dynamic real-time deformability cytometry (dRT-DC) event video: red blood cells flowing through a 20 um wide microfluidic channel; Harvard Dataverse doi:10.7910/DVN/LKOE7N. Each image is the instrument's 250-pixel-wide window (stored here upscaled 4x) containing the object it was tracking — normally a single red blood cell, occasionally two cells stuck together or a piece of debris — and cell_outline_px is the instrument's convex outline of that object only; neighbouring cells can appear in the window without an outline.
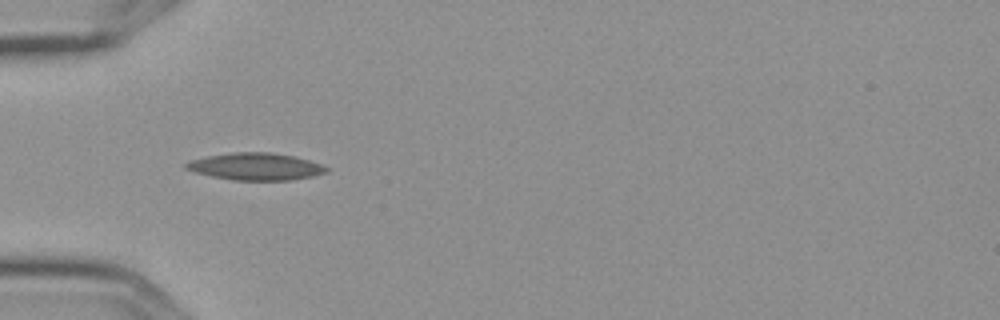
{"species": "Egyptian fruit bat (a non-hibernating species)", "species_latin": "Rousettus aegyptiacus", "temperature_condition": "cold", "stored_images_in_passage": 4, "camera_frame_rate_fps": 3000, "um_per_image_px": 0.085, "frame": {"image": 1, "passage_image": 3, "time_ms": 0.667, "image_size_px": [1000, 320], "cell_outline_px": [[328, 172], [312, 176], [292, 180], [232, 180], [212, 176], [196, 172], [184, 168], [184, 164], [192, 160], [208, 156], [236, 152], [268, 152], [292, 156], [308, 160], [320, 164], [328, 168]], "centroid_in_image_um": [21.74, 14.16], "position_along_channel_um": 63.3, "area_um2": 21.91}}
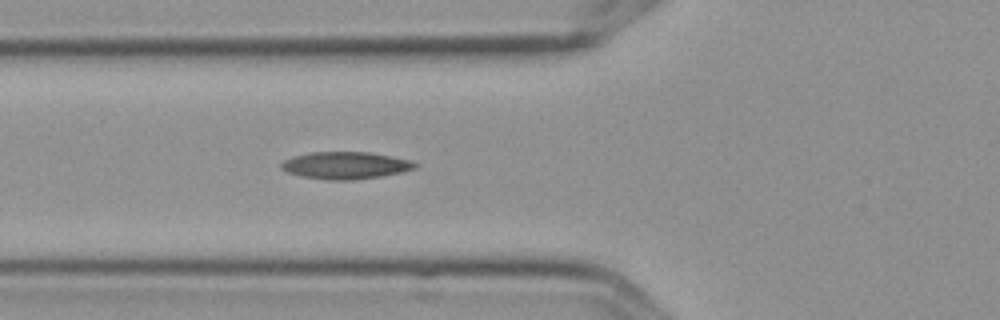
{"frame": {"image": 2, "passage_image": 4, "time_ms": 1.0, "image_size_px": [1000, 320], "cell_outline_px": [[420, 164], [416, 168], [400, 172], [380, 176], [352, 180], [328, 180], [300, 176], [288, 172], [280, 168], [280, 164], [284, 160], [292, 156], [308, 152], [368, 152], [392, 156], [412, 160]], "centroid_in_image_um": [29.36, 14.05], "position_along_channel_um": 96.4, "area_um2": 21.33}}